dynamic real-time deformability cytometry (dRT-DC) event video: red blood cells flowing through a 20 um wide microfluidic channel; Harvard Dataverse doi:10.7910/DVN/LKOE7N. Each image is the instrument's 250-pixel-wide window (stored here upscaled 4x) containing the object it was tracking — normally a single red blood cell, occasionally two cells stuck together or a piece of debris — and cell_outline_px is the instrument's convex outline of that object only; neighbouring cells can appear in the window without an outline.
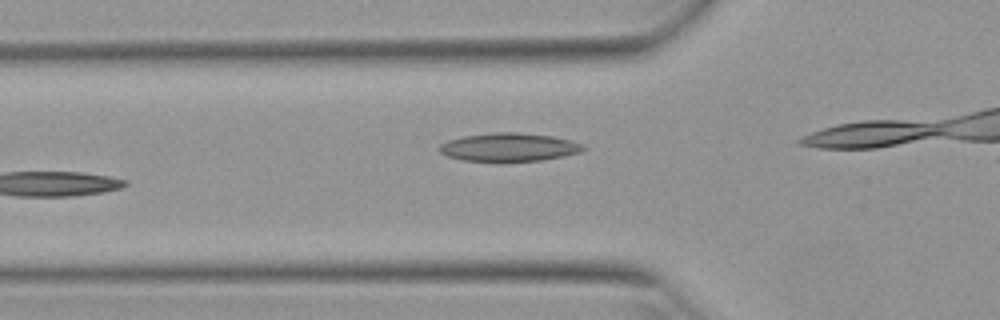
{"species": "Egyptian fruit bat (a non-hibernating species)", "species_latin": "Rousettus aegyptiacus", "temperature_condition": "warm", "stored_images_in_passage": 6, "camera_frame_rate_fps": 3000, "um_per_image_px": 0.085, "animal": {"sex": "female"}, "frame": {"image": 1, "passage_image": 2, "time_ms": 0.333, "image_size_px": [1000, 320], "cell_outline_px": [[584, 148], [580, 152], [564, 156], [544, 160], [504, 164], [500, 164], [464, 160], [448, 156], [440, 152], [440, 144], [448, 140], [464, 136], [492, 132], [516, 132], [552, 136], [584, 144]], "centroid_in_image_um": [43.25, 12.55], "position_along_channel_um": 82.5, "area_um2": 24.45}}